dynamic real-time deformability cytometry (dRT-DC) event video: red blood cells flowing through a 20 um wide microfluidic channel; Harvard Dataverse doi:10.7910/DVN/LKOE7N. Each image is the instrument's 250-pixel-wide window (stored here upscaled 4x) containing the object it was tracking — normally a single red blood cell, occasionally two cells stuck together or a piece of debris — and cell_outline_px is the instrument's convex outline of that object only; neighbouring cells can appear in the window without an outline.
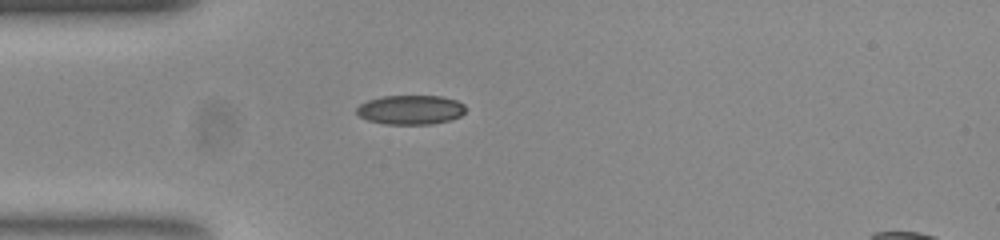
{"species": "common noctule bat (a hibernating species)", "species_latin": "Nyctalus noctula", "temperature_condition": "room temperature", "stored_images_in_passage": 40, "segment_of_instrument_passage": [1, 2], "camera_frame_rate_fps": 3000, "um_per_image_px": 0.085, "animal": {"sex": "female", "body_mass_g": 23.0, "forearm_length_mm": 53.4}, "frame": {"image": 1, "passage_image": 1, "time_ms": 0.0, "image_size_px": [1000, 240], "cell_outline_px": [[464, 112], [460, 116], [452, 120], [432, 124], [384, 124], [368, 120], [360, 116], [356, 112], [356, 108], [360, 104], [368, 100], [384, 96], [440, 96], [456, 100], [464, 104]], "centroid_in_image_um": [34.9, 9.33], "position_along_channel_um": 50.1, "area_um2": 18.61}}
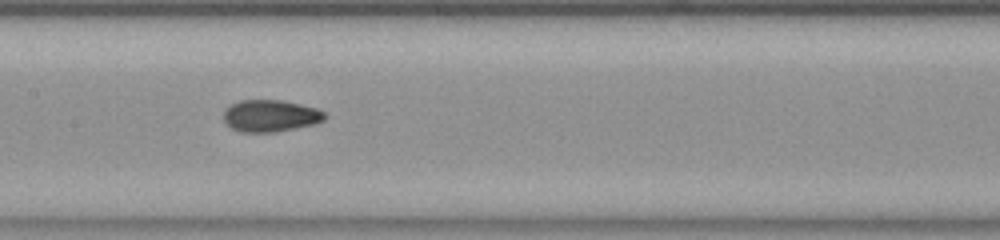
{"frame": {"image": 2, "passage_image": 12, "time_ms": 3.667, "image_size_px": [1000, 240], "cell_outline_px": [[328, 116], [324, 120], [312, 124], [272, 132], [244, 132], [232, 128], [224, 120], [224, 108], [240, 100], [284, 100], [316, 108], [324, 112]], "centroid_in_image_um": [22.98, 9.82], "position_along_channel_um": 184.4, "area_um2": 18.61}}
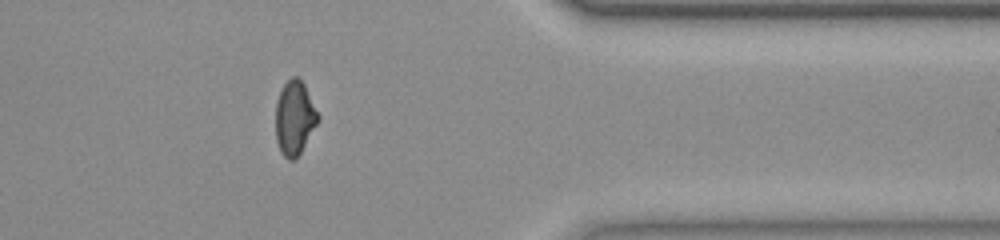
{"frame": {"image": 3, "passage_image": 29, "time_ms": 9.333, "image_size_px": [1000, 240], "cell_outline_px": [[320, 120], [300, 152], [292, 160], [288, 160], [280, 152], [276, 140], [276, 104], [280, 92], [284, 84], [292, 76], [296, 76], [304, 84], [320, 116]], "centroid_in_image_um": [25.04, 10.02], "position_along_channel_um": 386.4, "area_um2": 18.15}}